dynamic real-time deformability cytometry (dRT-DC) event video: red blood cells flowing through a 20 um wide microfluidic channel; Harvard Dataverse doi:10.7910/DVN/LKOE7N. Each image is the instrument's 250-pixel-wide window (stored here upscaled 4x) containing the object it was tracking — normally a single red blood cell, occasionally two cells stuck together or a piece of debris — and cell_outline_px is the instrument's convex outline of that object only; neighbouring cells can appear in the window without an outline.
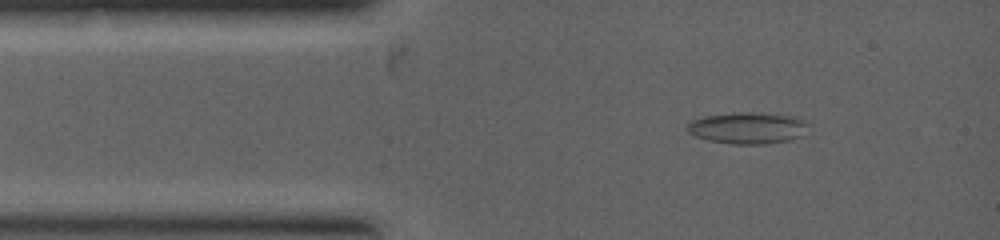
{"species": "common noctule bat (a hibernating species)", "species_latin": "Nyctalus noctula", "temperature_condition": "warm", "stored_images_in_passage": 38, "camera_frame_rate_fps": 5000, "um_per_image_px": 0.085, "animal": {"sex": "female", "body_mass_g": 19.0, "forearm_length_mm": 53.3}, "frame": {"image": 1, "passage_image": 3, "time_ms": 0.6, "image_size_px": [1000, 240], "cell_outline_px": [[808, 124], [804, 136], [788, 140], [764, 144], [732, 144], [708, 140], [696, 136], [688, 132], [688, 120], [704, 116], [736, 112], [752, 112], [800, 116]], "centroid_in_image_um": [63.58, 10.86], "position_along_channel_um": 21.4, "area_um2": 22.54}}
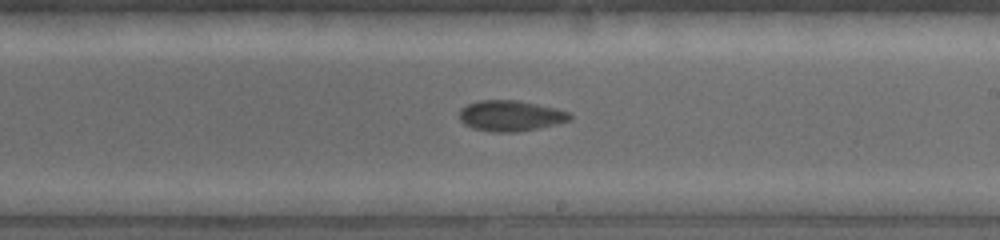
{"frame": {"image": 2, "passage_image": 19, "time_ms": 4.4, "image_size_px": [1000, 240], "cell_outline_px": [[572, 120], [540, 128], [516, 132], [492, 132], [472, 128], [464, 124], [460, 120], [460, 108], [468, 104], [480, 100], [516, 100], [556, 108], [568, 112], [572, 116]], "centroid_in_image_um": [43.4, 9.85], "position_along_channel_um": 245.6, "area_um2": 19.83}}
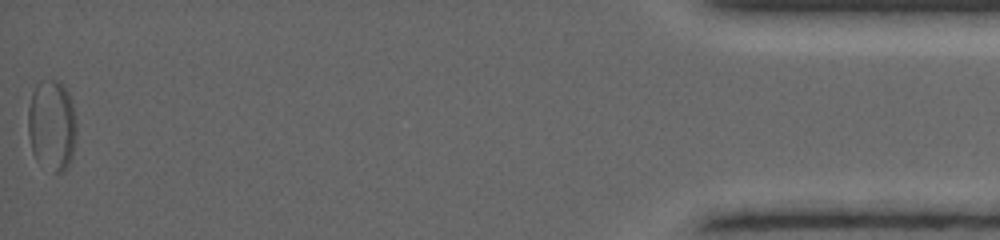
{"frame": {"image": 3, "passage_image": 38, "time_ms": 8.8, "image_size_px": [1000, 240], "cell_outline_px": [[76, 140], [72, 156], [68, 168], [64, 172], [52, 172], [36, 160], [32, 152], [28, 132], [28, 108], [32, 92], [36, 84], [40, 80], [60, 80], [68, 92], [72, 104], [76, 120]], "centroid_in_image_um": [4.41, 10.66], "position_along_channel_um": 430.8, "area_um2": 26.18}}